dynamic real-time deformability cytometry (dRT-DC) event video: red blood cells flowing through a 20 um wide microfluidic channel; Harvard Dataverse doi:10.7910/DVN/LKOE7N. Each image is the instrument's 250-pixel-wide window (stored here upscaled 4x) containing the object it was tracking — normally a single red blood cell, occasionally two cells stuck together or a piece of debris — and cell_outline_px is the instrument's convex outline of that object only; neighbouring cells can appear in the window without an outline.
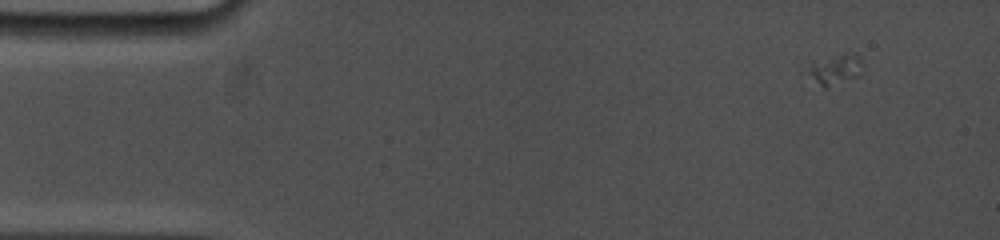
{"species": "common noctule bat (a hibernating species)", "species_latin": "Nyctalus noctula", "temperature_condition": "cold", "stored_images_in_passage": 14, "camera_frame_rate_fps": 5000, "um_per_image_px": 0.085, "animal": {"sex": "female", "body_mass_g": 19.0, "forearm_length_mm": 53.3}, "frame": {"image": 1, "passage_image": 5, "time_ms": 1.2, "image_size_px": [1000, 240], "cell_outline_px": [[860, 76], [824, 88], [800, 72], [804, 60], [852, 52], [856, 52], [860, 56]], "centroid_in_image_um": [70.76, 5.85], "position_along_channel_um": 14.2, "area_um2": 10.81}}
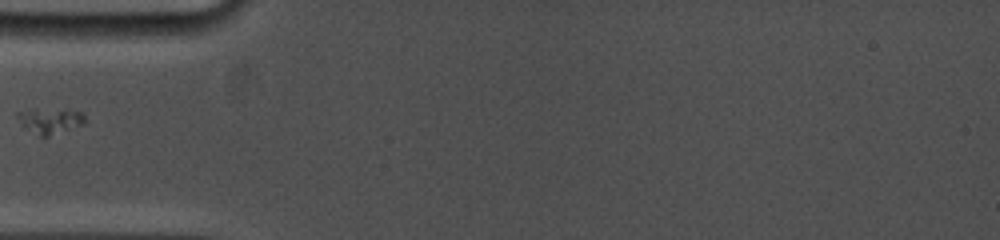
{"frame": {"image": 2, "passage_image": 12, "time_ms": 5.6, "image_size_px": [1000, 240], "cell_outline_px": [[84, 124], [44, 140], [24, 128], [16, 116], [16, 112], [32, 108], [68, 108], [84, 112]], "centroid_in_image_um": [4.26, 10.27], "position_along_channel_um": 80.7, "area_um2": 11.04}}
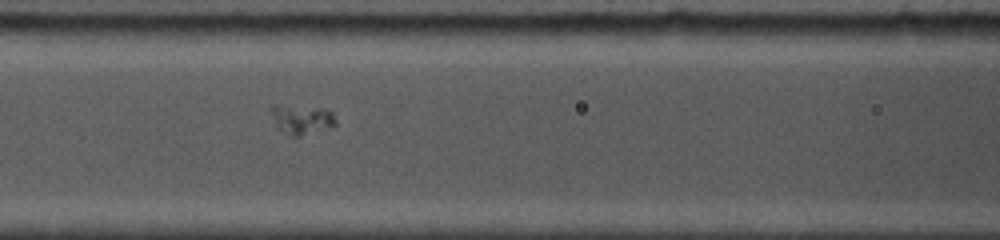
{"frame": {"image": 3, "passage_image": 14, "time_ms": 7.2, "image_size_px": [1000, 240], "cell_outline_px": [[336, 124], [300, 136], [288, 136], [276, 128], [272, 112], [272, 108], [324, 108], [332, 112], [336, 120]], "centroid_in_image_um": [25.68, 10.22], "position_along_channel_um": 140.9, "area_um2": 10.23}}